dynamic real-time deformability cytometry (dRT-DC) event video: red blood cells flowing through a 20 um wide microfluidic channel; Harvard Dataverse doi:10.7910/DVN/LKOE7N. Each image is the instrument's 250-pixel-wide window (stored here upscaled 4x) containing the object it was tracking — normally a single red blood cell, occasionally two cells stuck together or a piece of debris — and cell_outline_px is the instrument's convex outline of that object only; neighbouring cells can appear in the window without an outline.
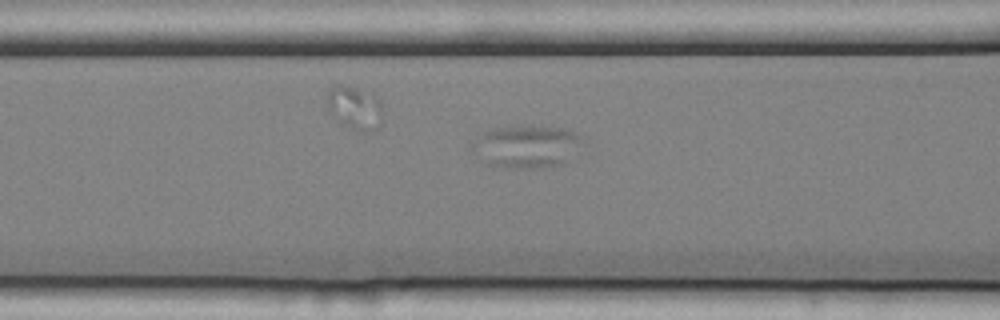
{"species": "common noctule bat (a hibernating species)", "species_latin": "Nyctalus noctula", "temperature_condition": "cold", "stored_images_in_passage": 12, "camera_frame_rate_fps": 3000, "um_per_image_px": 0.085, "animal": {"sex": "female", "body_mass_g": 25.1}, "frame": {"image": 1, "passage_image": 6, "time_ms": 1.667, "image_size_px": [1000, 320], "cell_outline_px": [[584, 144], [564, 164], [540, 168], [516, 168], [484, 164], [472, 152], [472, 144], [480, 132], [496, 128], [560, 128], [576, 132], [584, 136]], "centroid_in_image_um": [44.77, 12.49], "position_along_channel_um": 121.8, "area_um2": 27.28}}
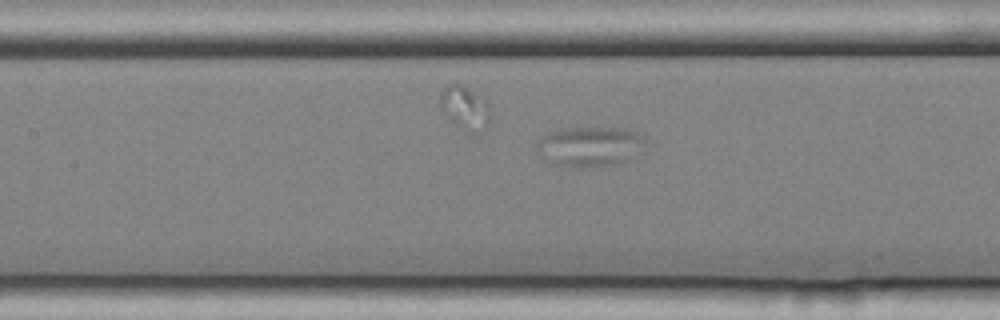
{"frame": {"image": 2, "passage_image": 9, "time_ms": 2.667, "image_size_px": [1000, 320], "cell_outline_px": [[644, 152], [616, 164], [580, 168], [556, 164], [540, 152], [536, 148], [536, 144], [544, 136], [560, 128], [620, 128], [636, 132], [644, 136]], "centroid_in_image_um": [50.22, 12.44], "position_along_channel_um": 157.2, "area_um2": 24.91}}